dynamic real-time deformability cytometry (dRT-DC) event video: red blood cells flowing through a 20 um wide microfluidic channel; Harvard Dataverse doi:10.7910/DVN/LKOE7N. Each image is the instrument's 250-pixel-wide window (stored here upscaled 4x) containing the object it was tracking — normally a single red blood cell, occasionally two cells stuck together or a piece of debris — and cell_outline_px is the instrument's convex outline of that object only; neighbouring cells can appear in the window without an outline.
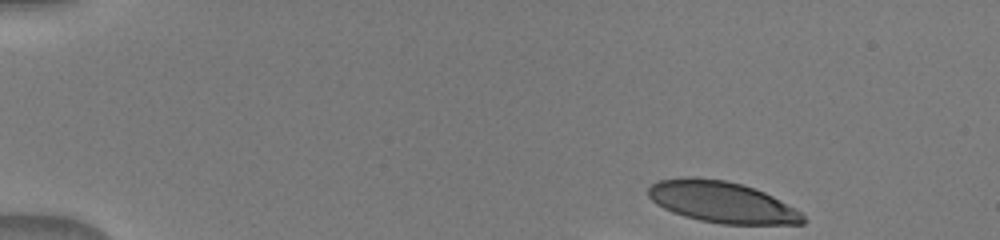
{"species": "human", "species_latin": "Homo sapiens", "temperature_condition": "warm", "stored_images_in_passage": 14, "camera_frame_rate_fps": 3000, "um_per_image_px": 0.085, "donor": {"sex": "male"}, "frame": {"image": 1, "passage_image": 1, "time_ms": 0.0, "image_size_px": [1000, 240], "cell_outline_px": [[808, 220], [804, 224], [720, 224], [700, 220], [684, 216], [672, 212], [656, 204], [648, 196], [648, 188], [652, 184], [660, 180], [684, 176], [692, 176], [724, 180], [740, 184], [764, 192], [772, 196], [800, 212]], "centroid_in_image_um": [61.33, 17.18], "position_along_channel_um": 23.7, "area_um2": 37.11}}